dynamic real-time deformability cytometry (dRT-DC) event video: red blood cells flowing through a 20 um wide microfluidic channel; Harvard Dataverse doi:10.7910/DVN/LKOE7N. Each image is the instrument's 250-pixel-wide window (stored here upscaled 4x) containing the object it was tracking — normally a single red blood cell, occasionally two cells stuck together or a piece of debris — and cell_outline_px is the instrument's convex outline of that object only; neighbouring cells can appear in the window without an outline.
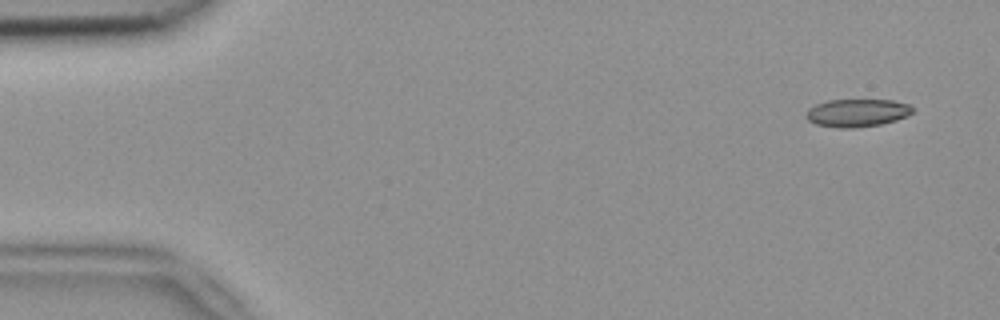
{"species": "common noctule bat (a hibernating species)", "species_latin": "Nyctalus noctula", "temperature_condition": "room temperature", "stored_images_in_passage": 3, "camera_frame_rate_fps": 3000, "um_per_image_px": 0.085, "animal": {"sex": "female", "body_mass_g": 18.4}, "frame": {"image": 1, "passage_image": 1, "time_ms": 0.0, "image_size_px": [1000, 320], "cell_outline_px": [[916, 108], [908, 116], [896, 120], [880, 124], [852, 128], [836, 128], [816, 124], [808, 120], [804, 116], [804, 112], [808, 108], [816, 104], [828, 100], [892, 100], [908, 104]], "centroid_in_image_um": [72.83, 9.59], "position_along_channel_um": 12.2, "area_um2": 17.46}}